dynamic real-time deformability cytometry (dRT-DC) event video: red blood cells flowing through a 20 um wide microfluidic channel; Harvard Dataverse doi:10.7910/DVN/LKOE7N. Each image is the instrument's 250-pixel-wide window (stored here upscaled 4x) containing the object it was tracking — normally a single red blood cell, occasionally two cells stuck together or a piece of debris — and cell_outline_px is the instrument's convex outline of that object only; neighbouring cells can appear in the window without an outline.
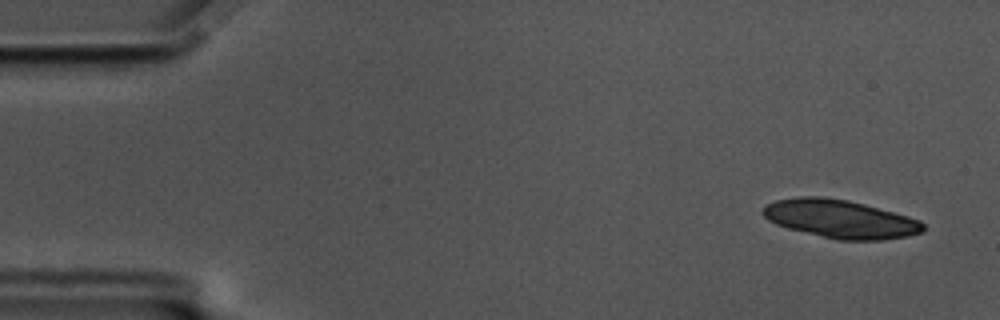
{"species": "common noctule bat (a hibernating species)", "species_latin": "Nyctalus noctula", "temperature_condition": "cold", "stored_images_in_passage": 56, "segment_of_instrument_passage": [1, 2], "camera_frame_rate_fps": 3000, "um_per_image_px": 0.085, "animal": {"sex": "male", "body_mass_g": 17.5, "forearm_length_mm": 52.3}, "frame": {"image": 1, "passage_image": 3, "time_ms": 0.667, "image_size_px": [1000, 320], "cell_outline_px": [[924, 232], [908, 236], [884, 240], [840, 240], [788, 228], [776, 224], [768, 220], [764, 216], [764, 208], [768, 204], [776, 200], [800, 196], [820, 196], [848, 200], [864, 204], [908, 216], [920, 220], [924, 224]], "centroid_in_image_um": [71.47, 18.61], "position_along_channel_um": 13.5, "area_um2": 35.49}}